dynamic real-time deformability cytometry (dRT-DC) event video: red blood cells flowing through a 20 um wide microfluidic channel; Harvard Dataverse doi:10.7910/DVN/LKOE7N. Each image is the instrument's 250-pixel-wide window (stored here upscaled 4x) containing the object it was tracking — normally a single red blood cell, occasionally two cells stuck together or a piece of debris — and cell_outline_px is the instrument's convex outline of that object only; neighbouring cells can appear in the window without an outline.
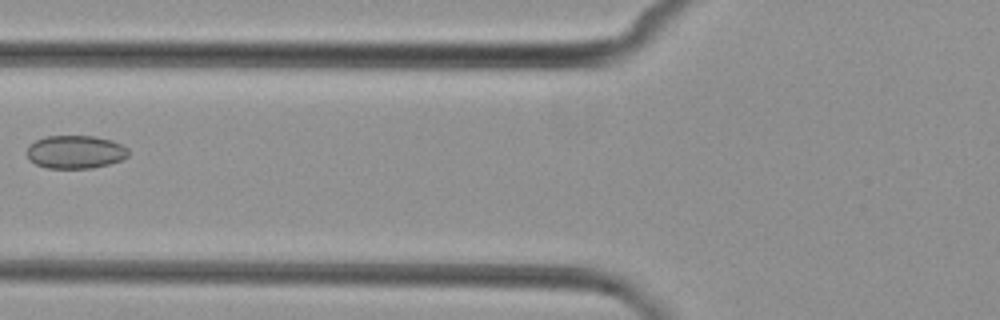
{"species": "common noctule bat (a hibernating species)", "species_latin": "Nyctalus noctula", "temperature_condition": "cold", "stored_images_in_passage": 4, "camera_frame_rate_fps": 3000, "um_per_image_px": 0.085, "animal": {"sex": "female", "body_mass_g": 29.2, "forearm_length_mm": 56.3}, "frame": {"image": 1, "passage_image": 2, "time_ms": 1.333, "image_size_px": [1000, 320], "cell_outline_px": [[128, 156], [120, 160], [108, 164], [92, 168], [48, 168], [36, 164], [28, 160], [28, 144], [36, 140], [48, 136], [92, 136], [112, 140], [128, 148]], "centroid_in_image_um": [6.39, 12.91], "position_along_channel_um": 119.4, "area_um2": 19.54}}
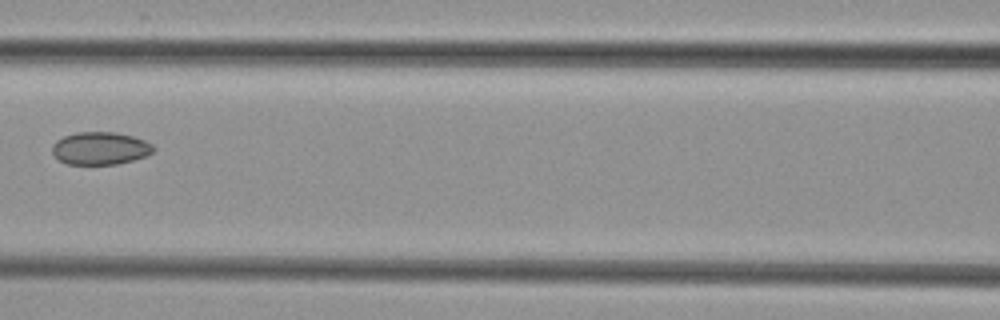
{"frame": {"image": 2, "passage_image": 3, "time_ms": 2.333, "image_size_px": [1000, 320], "cell_outline_px": [[156, 148], [148, 156], [116, 164], [68, 164], [60, 160], [52, 152], [52, 144], [56, 140], [64, 136], [76, 132], [116, 132], [132, 136], [144, 140], [152, 144]], "centroid_in_image_um": [8.53, 12.6], "position_along_channel_um": 158.1, "area_um2": 19.31}}
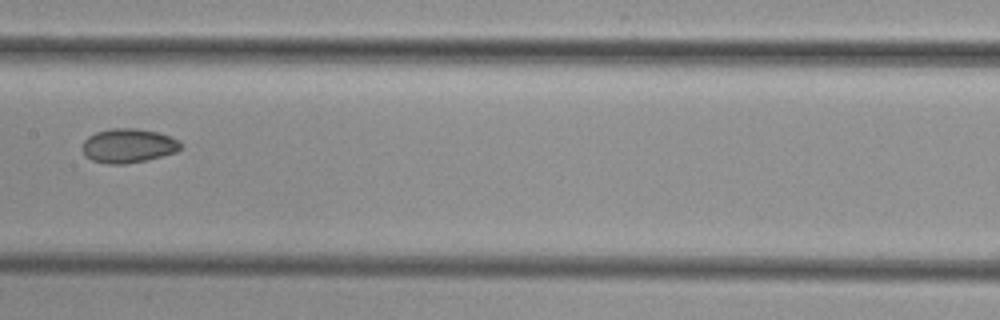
{"frame": {"image": 3, "passage_image": 4, "time_ms": 3.333, "image_size_px": [1000, 320], "cell_outline_px": [[180, 148], [176, 152], [148, 160], [124, 164], [108, 164], [92, 160], [84, 156], [80, 148], [84, 140], [88, 136], [96, 132], [112, 128], [136, 128], [160, 132], [180, 140]], "centroid_in_image_um": [10.88, 12.38], "position_along_channel_um": 196.5, "area_um2": 19.88}}